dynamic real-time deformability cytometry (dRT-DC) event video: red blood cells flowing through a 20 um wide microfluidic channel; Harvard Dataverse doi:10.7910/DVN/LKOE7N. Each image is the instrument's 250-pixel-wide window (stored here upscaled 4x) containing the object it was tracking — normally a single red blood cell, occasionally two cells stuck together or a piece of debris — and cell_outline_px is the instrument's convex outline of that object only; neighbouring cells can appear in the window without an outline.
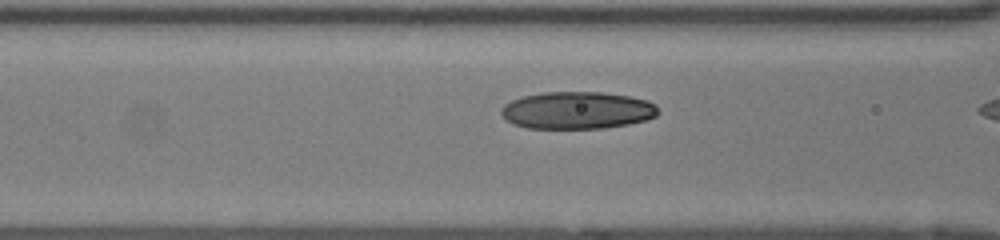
{"species": "human", "species_latin": "Homo sapiens", "temperature_condition": "room temperature", "stored_images_in_passage": 15, "camera_frame_rate_fps": 3000, "um_per_image_px": 0.085, "donor": {"sex": "female"}, "frame": {"image": 1, "passage_image": 13, "time_ms": 4.0, "image_size_px": [1000, 240], "cell_outline_px": [[660, 112], [656, 116], [648, 120], [628, 124], [604, 128], [528, 128], [512, 124], [500, 112], [500, 108], [504, 104], [512, 100], [524, 96], [544, 92], [600, 92], [628, 96], [648, 100], [656, 104]], "centroid_in_image_um": [49.09, 9.38], "position_along_channel_um": 117.5, "area_um2": 34.22}}